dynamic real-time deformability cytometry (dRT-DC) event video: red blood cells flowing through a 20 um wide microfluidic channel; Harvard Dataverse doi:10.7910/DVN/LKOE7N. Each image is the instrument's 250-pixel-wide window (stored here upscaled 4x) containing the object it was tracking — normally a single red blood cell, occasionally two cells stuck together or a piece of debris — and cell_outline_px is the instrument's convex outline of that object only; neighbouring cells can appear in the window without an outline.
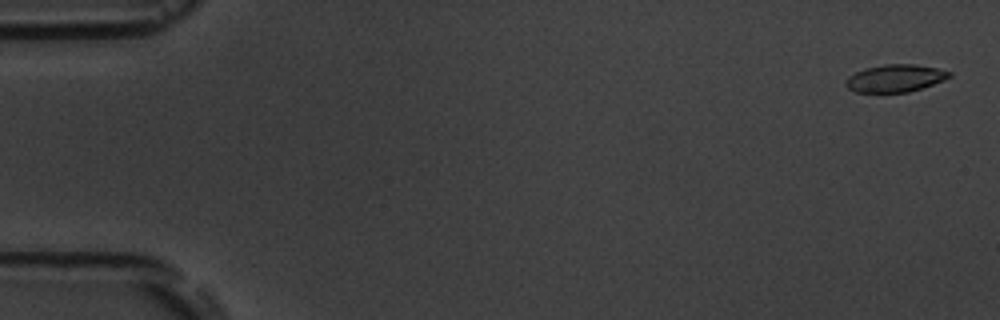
{"species": "common noctule bat (a hibernating species)", "species_latin": "Nyctalus noctula", "temperature_condition": "room temperature", "stored_images_in_passage": 5, "camera_frame_rate_fps": 3000, "um_per_image_px": 0.085, "animal": {"sex": "male", "body_mass_g": 19.5, "forearm_length_mm": 54.6}, "frame": {"image": 1, "passage_image": 1, "time_ms": 0.0, "image_size_px": [1000, 320], "cell_outline_px": [[952, 76], [944, 80], [908, 92], [856, 92], [848, 88], [844, 84], [844, 80], [848, 76], [864, 68], [884, 64], [916, 64], [936, 68], [952, 72]], "centroid_in_image_um": [76.07, 6.64], "position_along_channel_um": 8.9, "area_um2": 16.59}}